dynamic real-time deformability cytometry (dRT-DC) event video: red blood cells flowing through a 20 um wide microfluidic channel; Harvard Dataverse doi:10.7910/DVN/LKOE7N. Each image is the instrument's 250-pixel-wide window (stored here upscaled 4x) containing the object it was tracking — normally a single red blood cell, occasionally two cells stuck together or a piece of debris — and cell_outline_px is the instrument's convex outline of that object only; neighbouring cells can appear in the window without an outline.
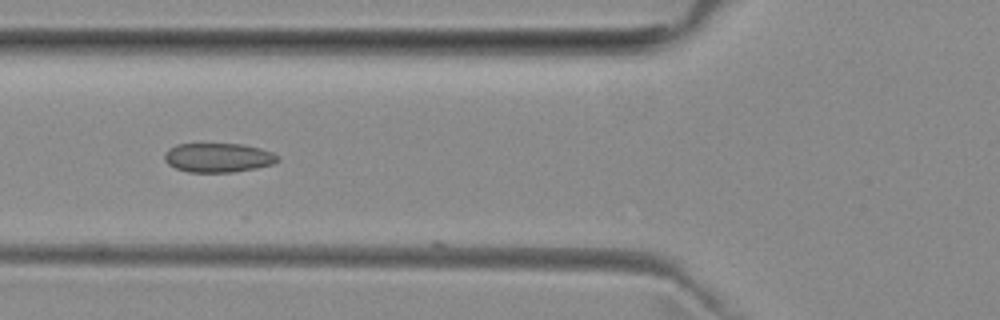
{"species": "common noctule bat (a hibernating species)", "species_latin": "Nyctalus noctula", "temperature_condition": "room temperature", "stored_images_in_passage": 51, "camera_frame_rate_fps": 3000, "um_per_image_px": 0.085, "animal": {"sex": "female", "body_mass_g": 29.2, "forearm_length_mm": 56.3}, "frame": {"image": 1, "passage_image": 18, "time_ms": 5.667, "image_size_px": [1000, 320], "cell_outline_px": [[280, 160], [272, 164], [256, 168], [232, 172], [188, 172], [176, 168], [168, 164], [164, 160], [164, 152], [168, 148], [176, 144], [244, 144], [260, 148], [272, 152], [280, 156]], "centroid_in_image_um": [18.54, 13.39], "position_along_channel_um": 107.3, "area_um2": 19.42}}
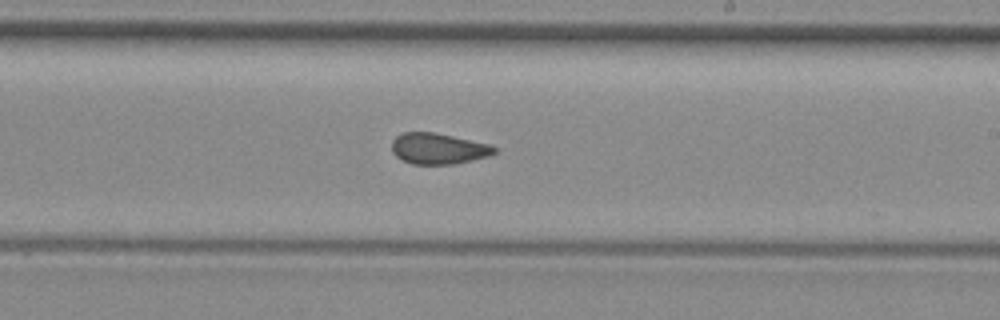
{"frame": {"image": 2, "passage_image": 29, "time_ms": 9.333, "image_size_px": [1000, 320], "cell_outline_px": [[496, 152], [488, 156], [456, 164], [412, 164], [400, 160], [392, 152], [392, 140], [396, 136], [404, 132], [436, 132], [492, 144], [496, 148]], "centroid_in_image_um": [37.26, 12.63], "position_along_channel_um": 251.7, "area_um2": 18.79}}
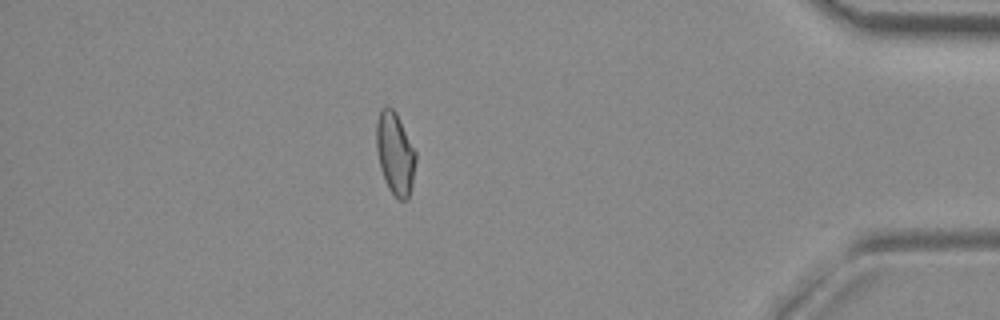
{"frame": {"image": 3, "passage_image": 44, "time_ms": 14.333, "image_size_px": [1000, 320], "cell_outline_px": [[416, 160], [412, 184], [408, 200], [400, 200], [388, 188], [380, 168], [376, 148], [376, 124], [380, 108], [388, 104], [396, 112], [416, 152]], "centroid_in_image_um": [33.57, 13.01], "position_along_channel_um": 401.6, "area_um2": 18.96}, "authors_computed_cell_mechanics": {"area_um2": 18.9584, "velocity_mm_per_s": 3.9336, "shape_relaxation_time_tau1_ms": null, "shape_relaxation_time_tau2_ms": 1.8633, "deformation_change_tau1": null, "deformation_change_tau2": 0.0943}}